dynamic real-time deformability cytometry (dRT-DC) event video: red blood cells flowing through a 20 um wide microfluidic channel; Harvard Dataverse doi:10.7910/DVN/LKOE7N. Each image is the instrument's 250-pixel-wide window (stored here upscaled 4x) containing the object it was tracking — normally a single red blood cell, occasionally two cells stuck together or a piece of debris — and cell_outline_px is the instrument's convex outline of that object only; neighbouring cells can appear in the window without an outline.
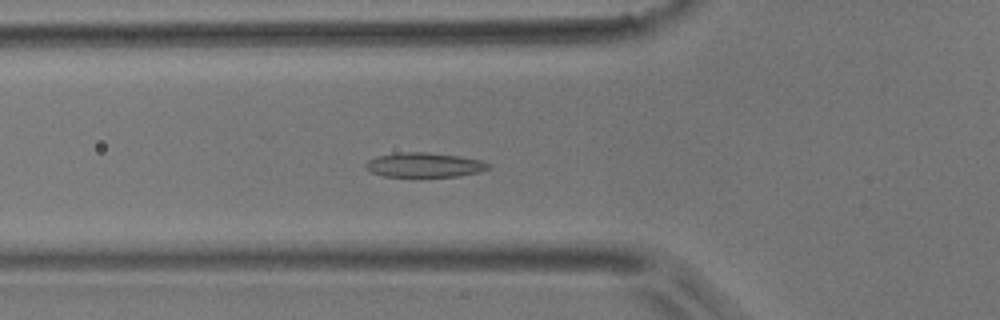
{"species": "common noctule bat (a hibernating species)", "species_latin": "Nyctalus noctula", "temperature_condition": "room temperature", "stored_images_in_passage": 50, "camera_frame_rate_fps": 3000, "um_per_image_px": 0.085, "animal": {"sex": "male", "body_mass_g": 17.9}, "frame": {"image": 1, "passage_image": 17, "time_ms": 5.333, "image_size_px": [1000, 320], "cell_outline_px": [[492, 168], [480, 172], [460, 176], [420, 180], [384, 176], [372, 172], [364, 168], [364, 164], [368, 160], [376, 156], [400, 152], [424, 152], [460, 156], [480, 160], [488, 164]], "centroid_in_image_um": [36.04, 14.08], "position_along_channel_um": 89.8, "area_um2": 18.61}}
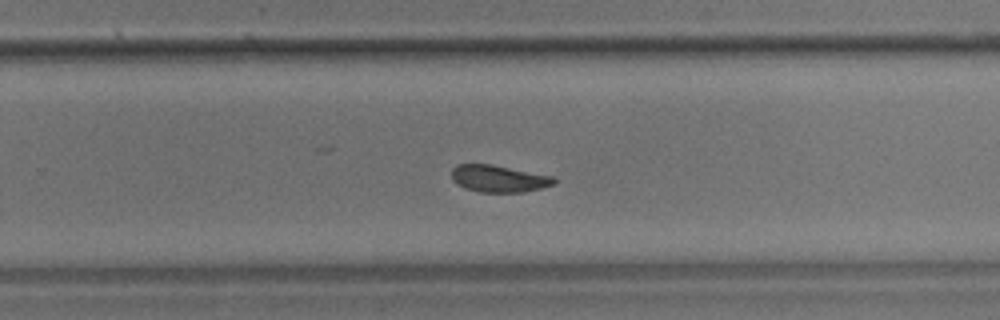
{"frame": {"image": 2, "passage_image": 32, "time_ms": 10.333, "image_size_px": [1000, 320], "cell_outline_px": [[556, 184], [524, 192], [480, 192], [464, 188], [456, 184], [452, 180], [452, 168], [456, 164], [492, 164], [556, 176]], "centroid_in_image_um": [42.41, 15.18], "position_along_channel_um": 287.4, "area_um2": 16.42}}
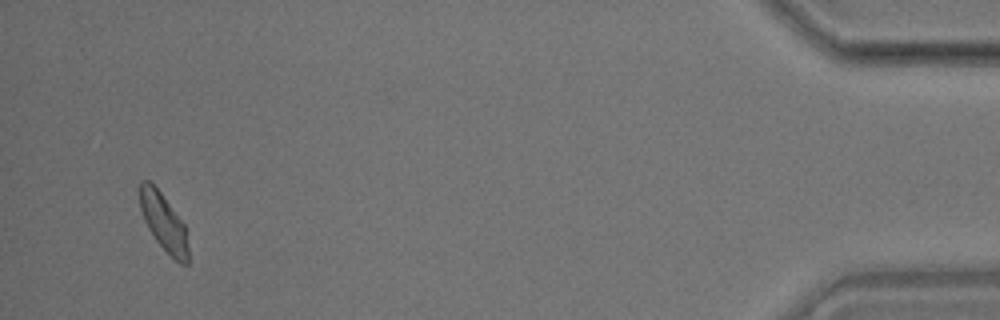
{"frame": {"image": 3, "passage_image": 48, "time_ms": 15.667, "image_size_px": [1000, 320], "cell_outline_px": [[188, 264], [180, 264], [156, 240], [148, 228], [144, 220], [140, 208], [140, 180], [148, 180], [160, 192], [184, 224], [188, 248]], "centroid_in_image_um": [13.9, 18.89], "position_along_channel_um": 421.3, "area_um2": 15.72}, "authors_computed_cell_mechanics": {"area_um2": 16.9065, "velocity_mm_per_s": 3.9469, "shape_relaxation_time_tau1_ms": 3.8643, "shape_relaxation_time_tau2_ms": 3.3079, "deformation_change_tau1": 0.1046, "deformation_change_tau2": 0.0724}}